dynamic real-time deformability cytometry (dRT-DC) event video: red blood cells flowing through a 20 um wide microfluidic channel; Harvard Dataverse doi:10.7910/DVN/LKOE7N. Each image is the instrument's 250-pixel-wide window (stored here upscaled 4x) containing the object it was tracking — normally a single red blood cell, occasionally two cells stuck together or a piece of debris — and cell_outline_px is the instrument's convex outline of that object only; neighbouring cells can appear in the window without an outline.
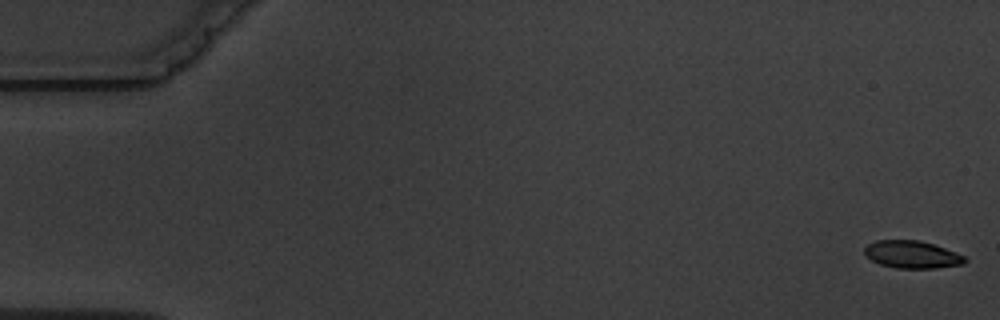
{"species": "common noctule bat (a hibernating species)", "species_latin": "Nyctalus noctula", "temperature_condition": "warm", "stored_images_in_passage": 8, "camera_frame_rate_fps": 3000, "um_per_image_px": 0.085, "animal": {"sex": "male", "body_mass_g": 19.5, "forearm_length_mm": 54.6}, "frame": {"image": 1, "passage_image": 1, "time_ms": 0.0, "image_size_px": [1000, 320], "cell_outline_px": [[968, 260], [964, 264], [936, 268], [896, 268], [880, 264], [872, 260], [864, 252], [864, 248], [868, 244], [876, 240], [920, 240], [944, 248], [964, 256]], "centroid_in_image_um": [77.52, 21.63], "position_along_channel_um": 7.5, "area_um2": 15.95}}
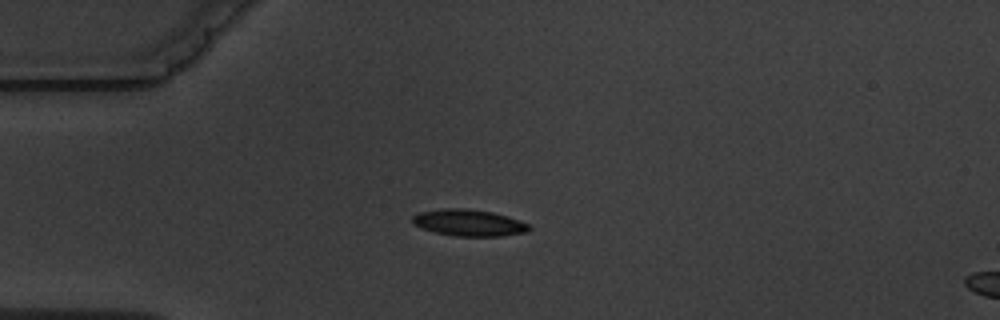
{"frame": {"image": 2, "passage_image": 5, "time_ms": 4.667, "image_size_px": [1000, 320], "cell_outline_px": [[532, 228], [528, 232], [500, 236], [456, 236], [436, 232], [420, 228], [412, 224], [412, 216], [420, 212], [440, 208], [468, 208], [492, 212], [508, 216], [520, 220], [528, 224]], "centroid_in_image_um": [39.85, 18.93], "position_along_channel_um": 45.1, "area_um2": 18.26}}
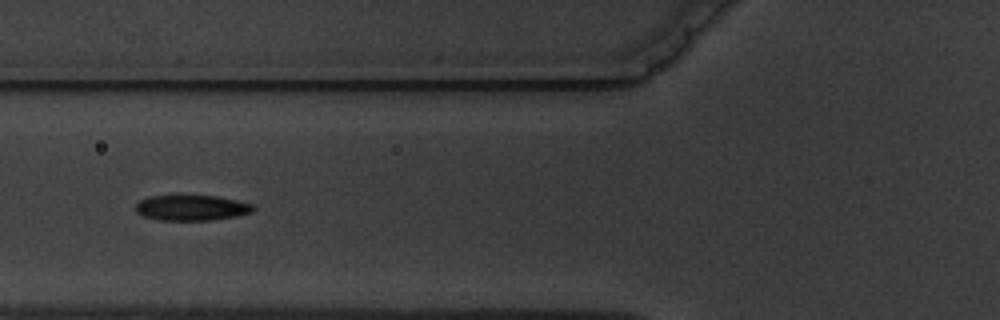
{"frame": {"image": 3, "passage_image": 7, "time_ms": 7.0, "image_size_px": [1000, 320], "cell_outline_px": [[256, 208], [252, 212], [236, 216], [212, 220], [160, 220], [144, 216], [136, 212], [136, 204], [140, 200], [148, 196], [220, 196], [252, 204]], "centroid_in_image_um": [16.3, 17.66], "position_along_channel_um": 109.5, "area_um2": 17.4}}